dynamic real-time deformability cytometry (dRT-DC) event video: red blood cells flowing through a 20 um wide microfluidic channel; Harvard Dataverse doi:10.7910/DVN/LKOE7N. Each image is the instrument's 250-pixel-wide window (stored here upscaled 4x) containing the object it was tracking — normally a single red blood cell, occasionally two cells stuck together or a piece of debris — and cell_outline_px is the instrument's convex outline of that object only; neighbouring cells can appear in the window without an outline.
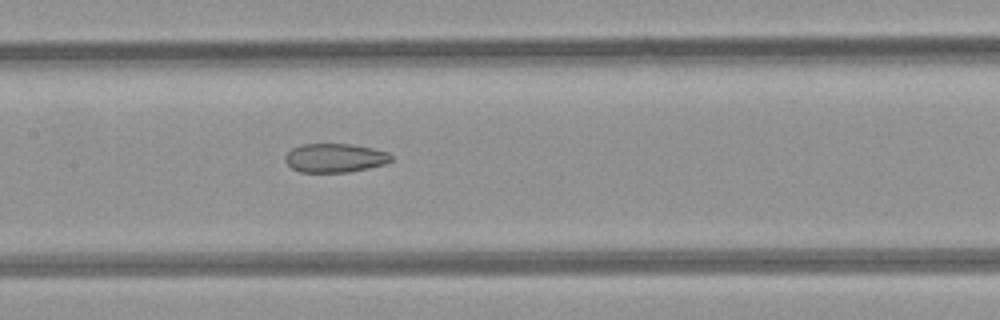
{"species": "common noctule bat (a hibernating species)", "species_latin": "Nyctalus noctula", "temperature_condition": "room temperature", "stored_images_in_passage": 7, "camera_frame_rate_fps": 3000, "um_per_image_px": 0.085, "animal": {"sex": "female", "body_mass_g": 21.9}, "frame": {"image": 1, "passage_image": 7, "time_ms": 7.0, "image_size_px": [1000, 320], "cell_outline_px": [[392, 160], [384, 164], [368, 168], [348, 172], [300, 172], [292, 168], [284, 160], [284, 156], [292, 148], [300, 144], [352, 144], [372, 148], [388, 152], [392, 156]], "centroid_in_image_um": [28.45, 13.42], "position_along_channel_um": 178.9, "area_um2": 17.86}}